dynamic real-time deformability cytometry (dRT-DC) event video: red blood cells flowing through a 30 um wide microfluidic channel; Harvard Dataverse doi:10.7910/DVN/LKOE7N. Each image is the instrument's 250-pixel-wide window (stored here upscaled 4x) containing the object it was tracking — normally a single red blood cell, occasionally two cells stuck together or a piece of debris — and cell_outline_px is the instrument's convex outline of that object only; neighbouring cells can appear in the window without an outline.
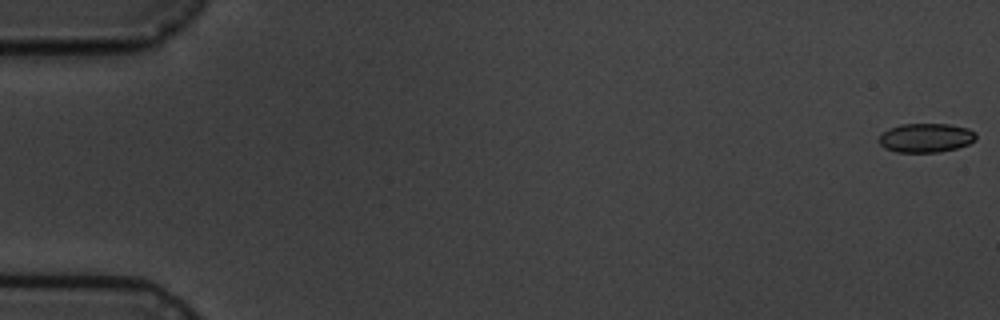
{"species": "common noctule bat (a hibernating species)", "species_latin": "Nyctalus noctula", "temperature_condition": "cold", "stored_images_in_passage": 8, "camera_frame_rate_fps": 3000, "um_per_image_px": 0.085, "animal": {"sex": "male", "body_mass_g": 19.5, "forearm_length_mm": 54.6}, "frame": {"image": 1, "passage_image": 1, "time_ms": 0.0, "image_size_px": [1000, 320], "cell_outline_px": [[976, 140], [968, 144], [956, 148], [940, 152], [896, 152], [884, 148], [880, 144], [880, 136], [888, 128], [900, 124], [948, 124], [968, 128], [976, 132]], "centroid_in_image_um": [78.71, 11.71], "position_along_channel_um": 6.3, "area_um2": 16.47}}
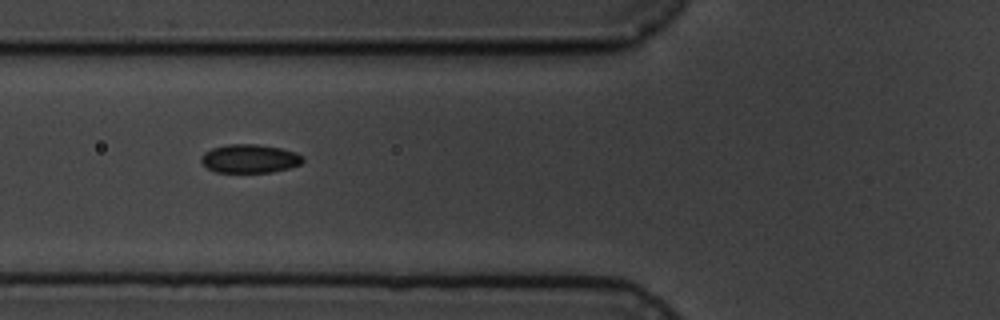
{"frame": {"image": 2, "passage_image": 7, "time_ms": 7.0, "image_size_px": [1000, 320], "cell_outline_px": [[304, 160], [300, 164], [288, 168], [272, 172], [216, 172], [208, 168], [200, 160], [200, 156], [204, 152], [212, 148], [228, 144], [256, 144], [280, 148], [296, 152], [304, 156]], "centroid_in_image_um": [21.22, 13.48], "position_along_channel_um": 104.6, "area_um2": 16.94}}
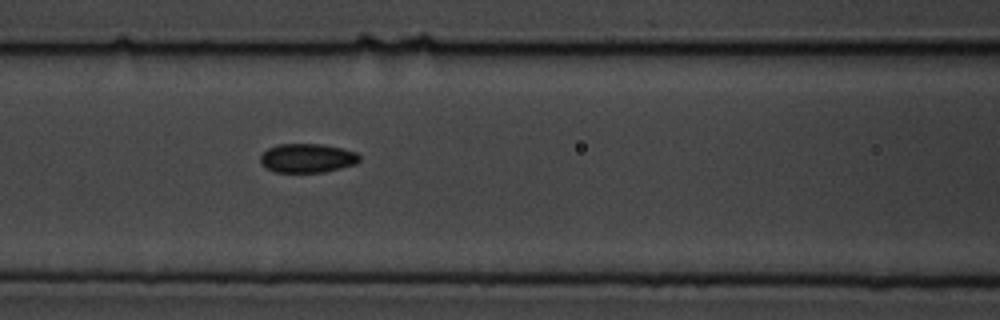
{"frame": {"image": 3, "passage_image": 8, "time_ms": 8.0, "image_size_px": [1000, 320], "cell_outline_px": [[360, 160], [356, 164], [324, 172], [276, 172], [264, 168], [260, 160], [260, 156], [268, 148], [276, 144], [320, 144], [340, 148], [356, 152], [360, 156]], "centroid_in_image_um": [26.1, 13.44], "position_along_channel_um": 140.5, "area_um2": 16.76}}